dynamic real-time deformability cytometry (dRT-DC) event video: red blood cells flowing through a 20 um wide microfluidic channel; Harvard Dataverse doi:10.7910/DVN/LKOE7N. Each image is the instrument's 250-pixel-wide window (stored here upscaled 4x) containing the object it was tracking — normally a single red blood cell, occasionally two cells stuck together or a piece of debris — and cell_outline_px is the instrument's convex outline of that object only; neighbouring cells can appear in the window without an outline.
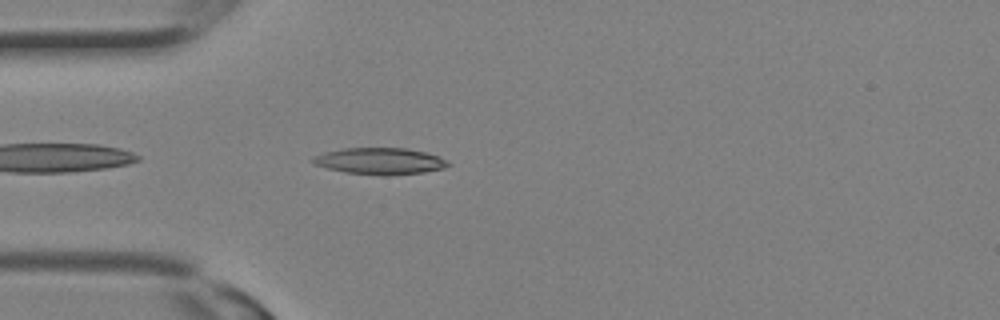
{"species": "Egyptian fruit bat (a non-hibernating species)", "species_latin": "Rousettus aegyptiacus", "temperature_condition": "room temperature", "stored_images_in_passage": 14, "camera_frame_rate_fps": 3000, "um_per_image_px": 0.085, "animal": {"sex": "female"}, "frame": {"image": 1, "passage_image": 8, "time_ms": 2.333, "image_size_px": [1000, 320], "cell_outline_px": [[452, 164], [444, 168], [424, 172], [344, 172], [328, 168], [316, 164], [312, 160], [312, 156], [324, 152], [344, 148], [408, 148], [440, 156], [448, 160]], "centroid_in_image_um": [32.32, 13.63], "position_along_channel_um": 52.7, "area_um2": 19.88}}
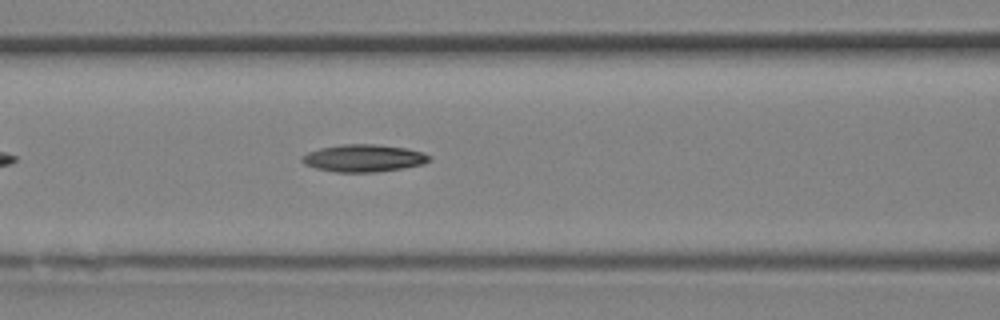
{"frame": {"image": 2, "passage_image": 12, "time_ms": 3.667, "image_size_px": [1000, 320], "cell_outline_px": [[432, 160], [424, 164], [404, 168], [376, 172], [336, 172], [316, 168], [304, 164], [300, 160], [300, 156], [308, 152], [320, 148], [344, 144], [372, 144], [404, 148], [420, 152], [432, 156]], "centroid_in_image_um": [30.9, 13.45], "position_along_channel_um": 135.7, "area_um2": 20.29}}
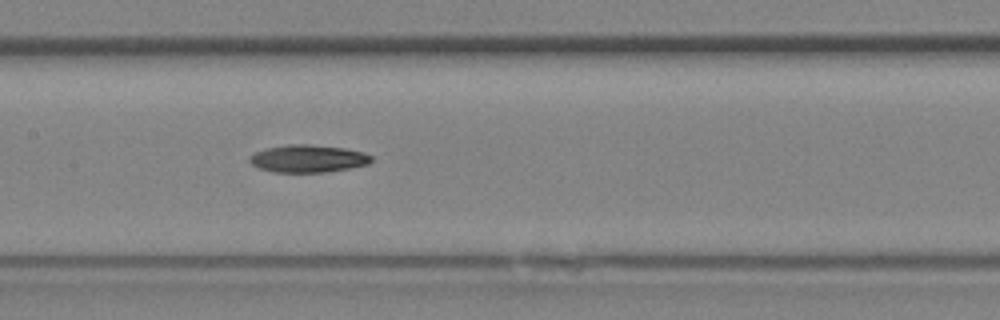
{"frame": {"image": 3, "passage_image": 14, "time_ms": 4.333, "image_size_px": [1000, 320], "cell_outline_px": [[372, 160], [368, 164], [348, 168], [324, 172], [272, 172], [260, 168], [252, 164], [248, 160], [248, 156], [256, 152], [268, 148], [288, 144], [312, 144], [344, 148], [364, 152], [372, 156]], "centroid_in_image_um": [26.17, 13.47], "position_along_channel_um": 181.2, "area_um2": 19.48}}